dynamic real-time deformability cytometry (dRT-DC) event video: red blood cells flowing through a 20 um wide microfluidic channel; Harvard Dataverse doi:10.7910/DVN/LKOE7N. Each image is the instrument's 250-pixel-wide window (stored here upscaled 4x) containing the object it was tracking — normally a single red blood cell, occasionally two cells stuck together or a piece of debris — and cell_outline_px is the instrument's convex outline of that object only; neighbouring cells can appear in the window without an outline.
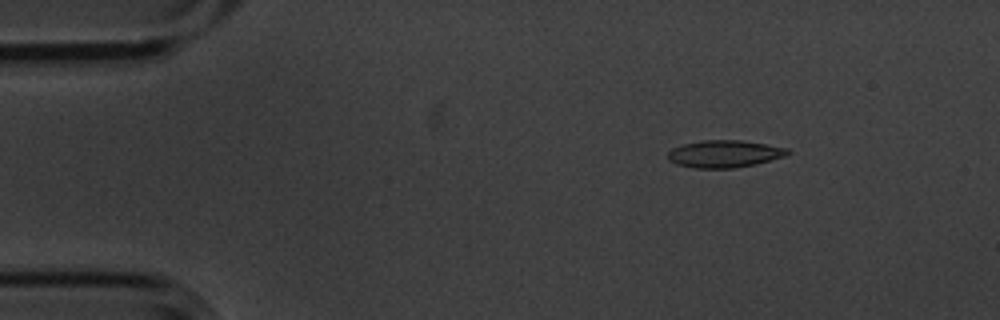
{"species": "common noctule bat (a hibernating species)", "species_latin": "Nyctalus noctula", "temperature_condition": "cold", "stored_images_in_passage": 5, "camera_frame_rate_fps": 3000, "um_per_image_px": 0.085, "animal": {"sex": "male", "body_mass_g": 20.1, "forearm_length_mm": 53.5}, "frame": {"image": 1, "passage_image": 3, "time_ms": 0.667, "image_size_px": [1000, 320], "cell_outline_px": [[792, 152], [788, 156], [756, 164], [732, 168], [696, 168], [676, 164], [668, 160], [668, 152], [672, 148], [684, 144], [704, 140], [744, 140], [788, 148]], "centroid_in_image_um": [61.63, 13.07], "position_along_channel_um": 23.4, "area_um2": 19.19}}